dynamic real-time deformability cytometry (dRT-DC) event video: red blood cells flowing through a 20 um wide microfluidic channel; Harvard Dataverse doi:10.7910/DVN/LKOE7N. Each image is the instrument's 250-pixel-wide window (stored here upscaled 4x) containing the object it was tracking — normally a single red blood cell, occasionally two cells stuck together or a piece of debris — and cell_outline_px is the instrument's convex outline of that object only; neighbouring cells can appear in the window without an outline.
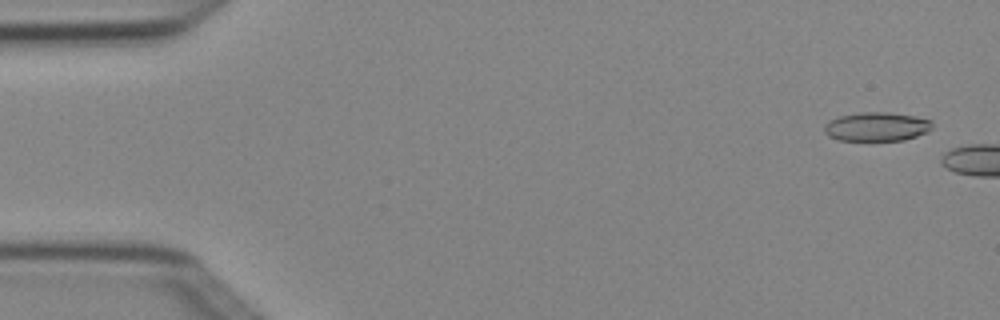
{"species": "Egyptian fruit bat (a non-hibernating species)", "species_latin": "Rousettus aegyptiacus", "temperature_condition": "cold", "stored_images_in_passage": 4, "camera_frame_rate_fps": 3000, "um_per_image_px": 0.085, "animal": {"sex": "female"}, "frame": {"image": 1, "passage_image": 1, "time_ms": 0.0, "image_size_px": [1000, 320], "cell_outline_px": [[932, 128], [928, 132], [904, 140], [868, 144], [840, 140], [828, 136], [824, 132], [824, 124], [828, 120], [836, 116], [860, 112], [888, 112], [912, 116], [932, 120]], "centroid_in_image_um": [74.46, 10.82], "position_along_channel_um": 10.5, "area_um2": 19.25}}